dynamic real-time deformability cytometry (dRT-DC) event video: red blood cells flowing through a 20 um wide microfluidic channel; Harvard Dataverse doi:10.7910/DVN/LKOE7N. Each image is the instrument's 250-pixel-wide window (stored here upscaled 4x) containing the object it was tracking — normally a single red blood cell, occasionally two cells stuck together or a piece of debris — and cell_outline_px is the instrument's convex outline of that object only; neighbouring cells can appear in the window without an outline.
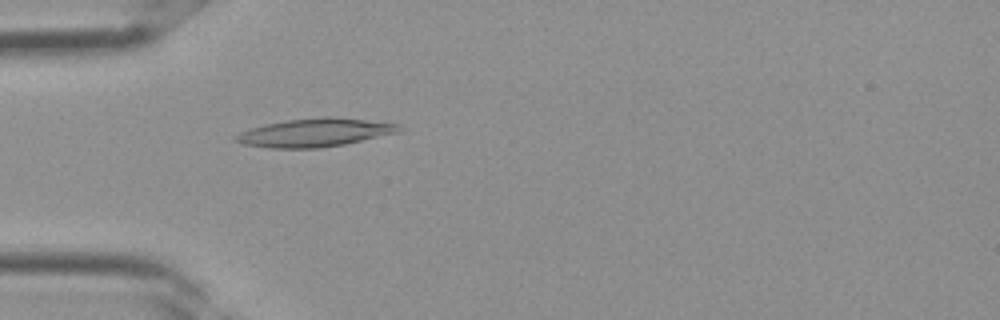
{"species": "Egyptian fruit bat (a non-hibernating species)", "species_latin": "Rousettus aegyptiacus", "temperature_condition": "room temperature", "stored_images_in_passage": 3, "camera_frame_rate_fps": 3000, "um_per_image_px": 0.085, "frame": {"image": 1, "passage_image": 3, "time_ms": 0.667, "image_size_px": [1000, 320], "cell_outline_px": [[400, 132], [344, 144], [320, 148], [268, 148], [244, 144], [232, 140], [232, 136], [240, 132], [264, 124], [288, 120], [324, 116], [328, 116], [364, 120], [396, 124], [400, 128]], "centroid_in_image_um": [26.68, 11.28], "position_along_channel_um": 58.3, "area_um2": 26.7}}